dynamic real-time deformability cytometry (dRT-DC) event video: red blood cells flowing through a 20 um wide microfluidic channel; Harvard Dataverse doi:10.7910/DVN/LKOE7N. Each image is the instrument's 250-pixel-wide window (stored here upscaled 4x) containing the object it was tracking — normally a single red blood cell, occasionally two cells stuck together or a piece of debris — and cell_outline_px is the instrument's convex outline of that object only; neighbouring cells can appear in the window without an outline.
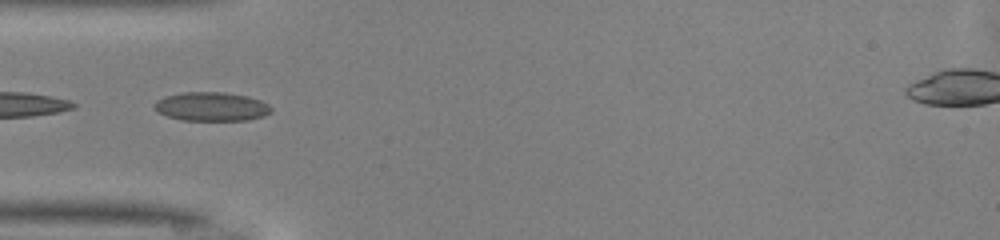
{"species": "common noctule bat (a hibernating species)", "species_latin": "Nyctalus noctula", "temperature_condition": "warm", "stored_images_in_passage": 16, "camera_frame_rate_fps": 3000, "um_per_image_px": 0.085, "animal": {"sex": "male", "body_mass_g": 13.0, "forearm_length_mm": 53.1}, "frame": {"image": 1, "passage_image": 14, "time_ms": 4.333, "image_size_px": [1000, 240], "cell_outline_px": [[272, 112], [264, 116], [248, 120], [180, 120], [156, 112], [156, 100], [164, 96], [184, 92], [224, 92], [248, 96], [260, 100], [268, 104], [272, 108]], "centroid_in_image_um": [18.0, 9.06], "position_along_channel_um": 67.0, "area_um2": 19.71}}